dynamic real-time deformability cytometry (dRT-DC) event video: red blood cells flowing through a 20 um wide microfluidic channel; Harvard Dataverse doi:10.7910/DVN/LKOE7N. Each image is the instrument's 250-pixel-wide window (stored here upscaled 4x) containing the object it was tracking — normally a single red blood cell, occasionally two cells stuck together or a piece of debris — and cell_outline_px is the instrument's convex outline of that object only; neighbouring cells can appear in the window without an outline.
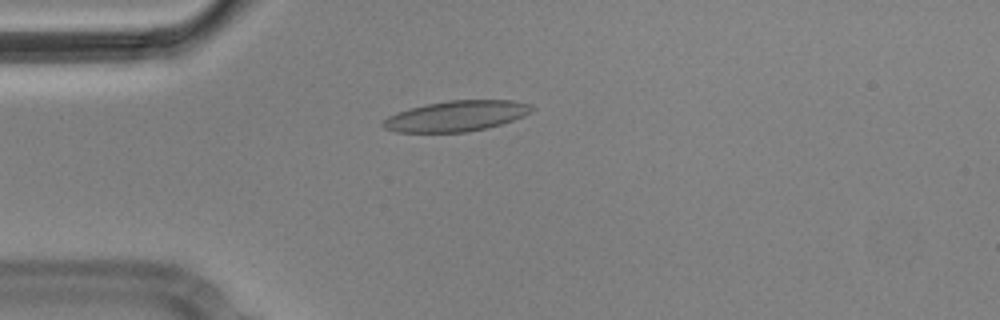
{"species": "Egyptian fruit bat (a non-hibernating species)", "species_latin": "Rousettus aegyptiacus", "temperature_condition": "cold", "stored_images_in_passage": 1, "camera_frame_rate_fps": 3000, "um_per_image_px": 0.085, "animal": {"sex": "male"}, "frame": {"image": 1, "passage_image": 1, "time_ms": 0.0, "image_size_px": [1000, 320], "cell_outline_px": [[536, 108], [532, 112], [524, 116], [488, 128], [468, 132], [396, 132], [384, 128], [380, 124], [388, 116], [396, 112], [428, 104], [448, 100], [512, 100], [532, 104]], "centroid_in_image_um": [38.82, 9.86], "position_along_channel_um": 46.2, "area_um2": 26.59}}